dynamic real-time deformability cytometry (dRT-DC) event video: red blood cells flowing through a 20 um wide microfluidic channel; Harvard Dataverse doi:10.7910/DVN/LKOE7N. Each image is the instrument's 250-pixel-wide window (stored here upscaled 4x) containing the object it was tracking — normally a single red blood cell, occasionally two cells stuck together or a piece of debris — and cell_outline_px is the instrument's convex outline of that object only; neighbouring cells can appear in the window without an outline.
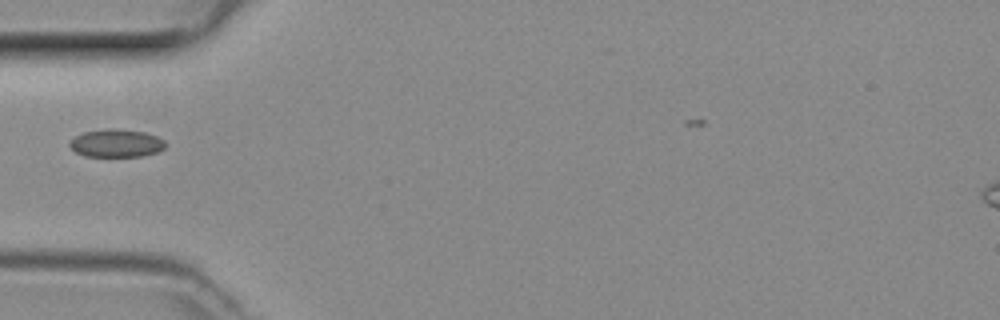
{"species": "common noctule bat (a hibernating species)", "species_latin": "Nyctalus noctula", "temperature_condition": "room temperature", "stored_images_in_passage": 28, "camera_frame_rate_fps": 3000, "um_per_image_px": 0.085, "animal": {"sex": "female", "body_mass_g": 29.2, "forearm_length_mm": 56.3}, "frame": {"image": 1, "passage_image": 1, "time_ms": 0.0, "image_size_px": [1000, 320], "cell_outline_px": [[164, 148], [156, 152], [144, 156], [84, 156], [76, 152], [68, 144], [76, 136], [84, 132], [108, 128], [112, 128], [144, 132], [156, 136], [164, 140]], "centroid_in_image_um": [9.88, 12.17], "position_along_channel_um": 75.1, "area_um2": 15.37}}
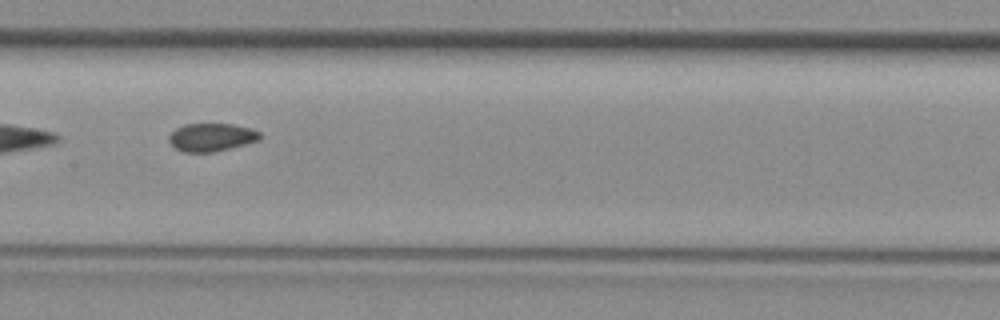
{"frame": {"image": 2, "passage_image": 9, "time_ms": 2.667, "image_size_px": [1000, 320], "cell_outline_px": [[260, 140], [216, 152], [184, 152], [176, 148], [168, 140], [168, 136], [176, 128], [184, 124], [232, 124], [252, 128], [260, 132]], "centroid_in_image_um": [17.99, 11.66], "position_along_channel_um": 189.4, "area_um2": 14.91}}
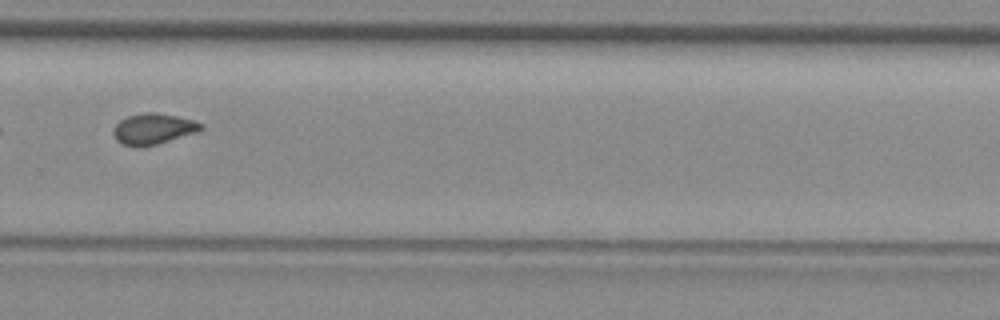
{"frame": {"image": 3, "passage_image": 18, "time_ms": 5.667, "image_size_px": [1000, 320], "cell_outline_px": [[204, 128], [196, 132], [156, 144], [140, 148], [136, 148], [124, 144], [116, 140], [112, 132], [112, 128], [120, 120], [128, 116], [144, 112], [156, 112], [176, 116], [192, 120], [204, 124]], "centroid_in_image_um": [12.99, 10.96], "position_along_channel_um": 316.8, "area_um2": 15.78}}